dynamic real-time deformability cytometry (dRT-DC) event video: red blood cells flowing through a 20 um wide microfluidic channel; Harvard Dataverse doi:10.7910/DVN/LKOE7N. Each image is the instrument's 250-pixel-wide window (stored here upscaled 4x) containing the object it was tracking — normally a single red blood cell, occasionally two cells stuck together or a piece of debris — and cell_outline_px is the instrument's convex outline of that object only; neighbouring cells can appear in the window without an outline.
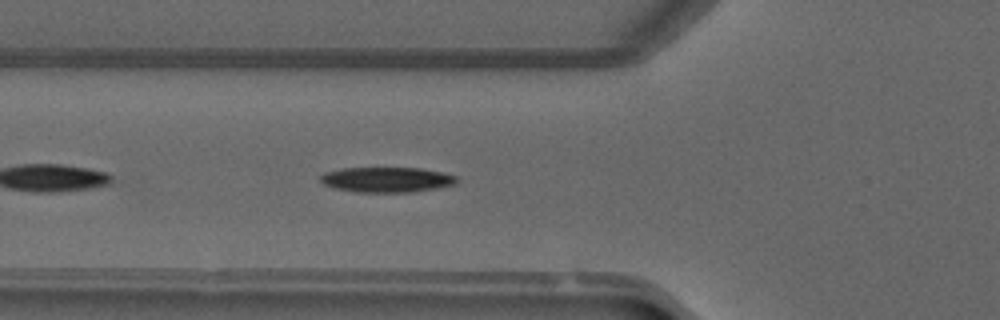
{"species": "common noctule bat (a hibernating species)", "species_latin": "Nyctalus noctula", "temperature_condition": "warm", "stored_images_in_passage": 32, "camera_frame_rate_fps": 3000, "um_per_image_px": 0.085, "animal": {"sex": "male", "forearm_length_mm": 52.5}, "frame": {"image": 1, "passage_image": 6, "time_ms": 1.667, "image_size_px": [1000, 320], "cell_outline_px": [[456, 184], [436, 188], [412, 192], [356, 192], [332, 188], [324, 184], [320, 180], [320, 176], [324, 172], [340, 168], [420, 168], [440, 172], [456, 176]], "centroid_in_image_um": [32.82, 15.27], "position_along_channel_um": 93.0, "area_um2": 20.0}}
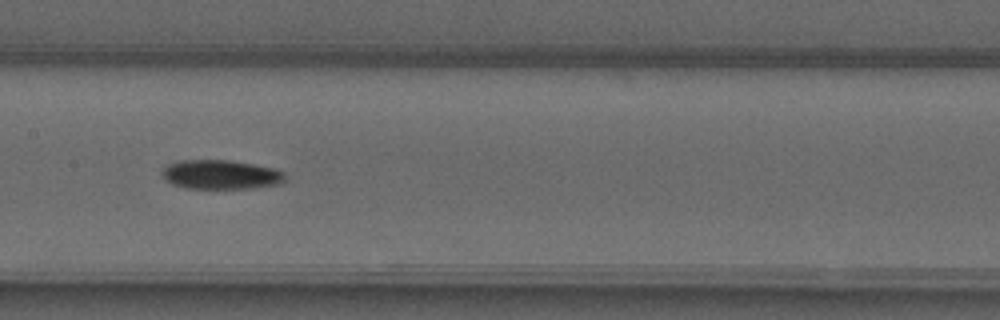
{"frame": {"image": 2, "passage_image": 13, "time_ms": 4.0, "image_size_px": [1000, 320], "cell_outline_px": [[284, 180], [280, 184], [252, 188], [184, 188], [172, 184], [164, 180], [160, 172], [168, 164], [176, 160], [228, 160], [252, 164], [272, 168], [284, 172]], "centroid_in_image_um": [18.7, 14.84], "position_along_channel_um": 188.7, "area_um2": 20.98}}
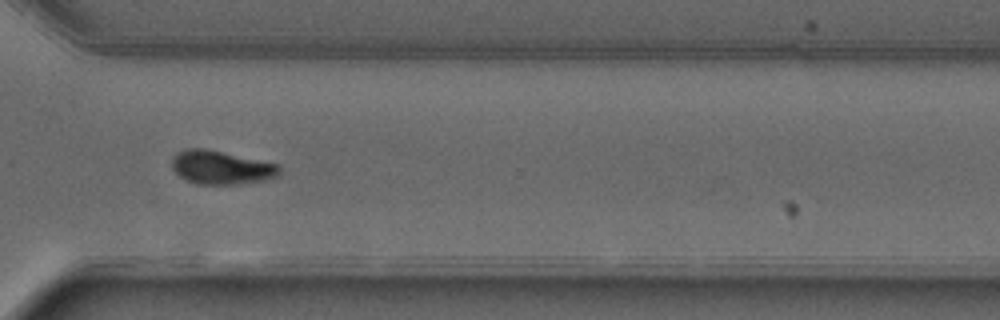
{"frame": {"image": 3, "passage_image": 25, "time_ms": 8.0, "image_size_px": [1000, 320], "cell_outline_px": [[280, 172], [276, 176], [264, 180], [236, 184], [196, 184], [180, 176], [172, 168], [172, 156], [176, 152], [184, 148], [204, 148], [276, 164], [280, 168]], "centroid_in_image_um": [18.73, 14.23], "position_along_channel_um": 351.9, "area_um2": 20.75}}